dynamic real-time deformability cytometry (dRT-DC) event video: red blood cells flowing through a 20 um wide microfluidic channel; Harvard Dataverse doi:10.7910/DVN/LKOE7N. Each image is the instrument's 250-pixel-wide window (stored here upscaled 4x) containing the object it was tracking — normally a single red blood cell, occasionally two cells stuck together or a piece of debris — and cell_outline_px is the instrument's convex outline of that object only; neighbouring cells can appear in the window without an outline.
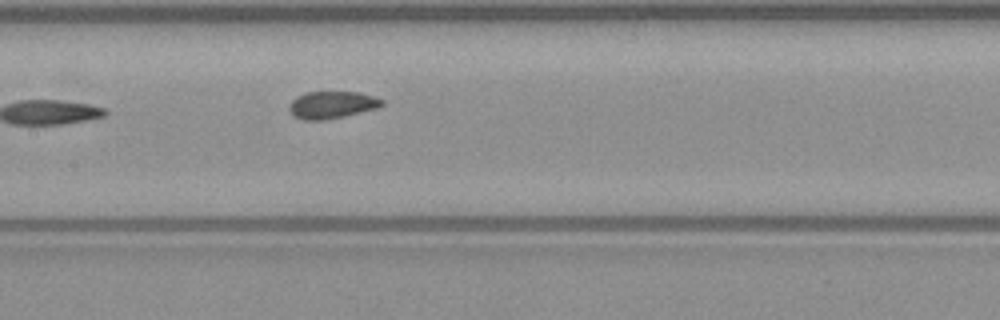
{"species": "common noctule bat (a hibernating species)", "species_latin": "Nyctalus noctula", "temperature_condition": "warm", "stored_images_in_passage": 6, "camera_frame_rate_fps": 3000, "um_per_image_px": 0.085, "animal": {"sex": "male", "body_mass_g": 23.1, "forearm_length_mm": 52.7}, "frame": {"image": 1, "passage_image": 6, "time_ms": 6.0, "image_size_px": [1000, 320], "cell_outline_px": [[384, 104], [380, 108], [344, 116], [324, 120], [304, 120], [292, 116], [288, 108], [292, 100], [296, 96], [308, 92], [360, 92], [384, 100]], "centroid_in_image_um": [28.22, 8.92], "position_along_channel_um": 179.2, "area_um2": 14.85}}